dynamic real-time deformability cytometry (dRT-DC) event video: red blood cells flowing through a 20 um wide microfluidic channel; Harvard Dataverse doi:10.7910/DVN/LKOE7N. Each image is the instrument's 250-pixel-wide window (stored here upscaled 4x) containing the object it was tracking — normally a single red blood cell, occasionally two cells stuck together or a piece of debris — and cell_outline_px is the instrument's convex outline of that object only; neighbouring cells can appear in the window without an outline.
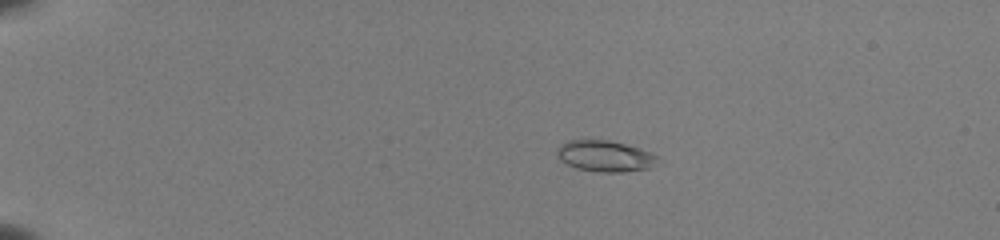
{"species": "common noctule bat (a hibernating species)", "species_latin": "Nyctalus noctula", "temperature_condition": "room temperature", "stored_images_in_passage": 54, "camera_frame_rate_fps": 3000, "um_per_image_px": 0.085, "animal": {"sex": "female", "body_mass_g": 22.0, "forearm_length_mm": 56.7}, "frame": {"image": 1, "passage_image": 13, "time_ms": 4.0, "image_size_px": [1000, 240], "cell_outline_px": [[664, 164], [652, 168], [624, 172], [600, 172], [576, 168], [560, 160], [556, 156], [556, 148], [560, 144], [568, 140], [608, 140], [640, 148], [652, 152], [660, 156]], "centroid_in_image_um": [51.53, 13.28], "position_along_channel_um": 33.5, "area_um2": 18.9}}
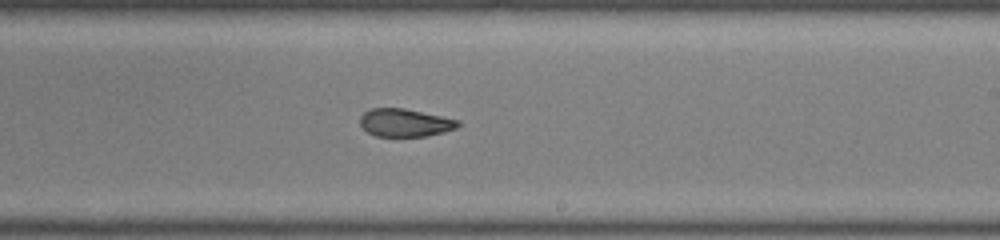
{"frame": {"image": 2, "passage_image": 36, "time_ms": 11.667, "image_size_px": [1000, 240], "cell_outline_px": [[460, 124], [456, 128], [444, 132], [424, 136], [376, 136], [368, 132], [360, 124], [360, 116], [364, 112], [372, 108], [404, 108], [460, 120]], "centroid_in_image_um": [34.42, 10.42], "position_along_channel_um": 254.6, "area_um2": 15.84}}
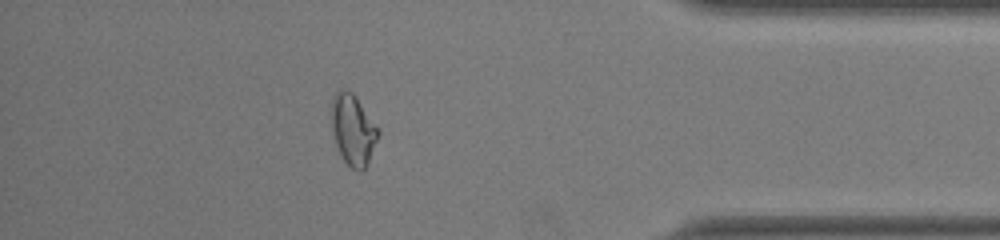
{"frame": {"image": 3, "passage_image": 49, "time_ms": 16.0, "image_size_px": [1000, 240], "cell_outline_px": [[380, 132], [368, 160], [364, 168], [360, 172], [352, 168], [344, 160], [336, 148], [332, 128], [332, 96], [336, 92], [344, 88], [352, 92], [356, 96], [380, 128]], "centroid_in_image_um": [30.01, 10.99], "position_along_channel_um": 405.2, "area_um2": 19.25}, "authors_computed_cell_mechanics": {"area_um2": 18.4093, "velocity_mm_per_s": 3.9962, "shape_relaxation_time_tau1_ms": null, "shape_relaxation_time_tau2_ms": 2.3283, "deformation_change_tau1": null, "deformation_change_tau2": 0.0838}}